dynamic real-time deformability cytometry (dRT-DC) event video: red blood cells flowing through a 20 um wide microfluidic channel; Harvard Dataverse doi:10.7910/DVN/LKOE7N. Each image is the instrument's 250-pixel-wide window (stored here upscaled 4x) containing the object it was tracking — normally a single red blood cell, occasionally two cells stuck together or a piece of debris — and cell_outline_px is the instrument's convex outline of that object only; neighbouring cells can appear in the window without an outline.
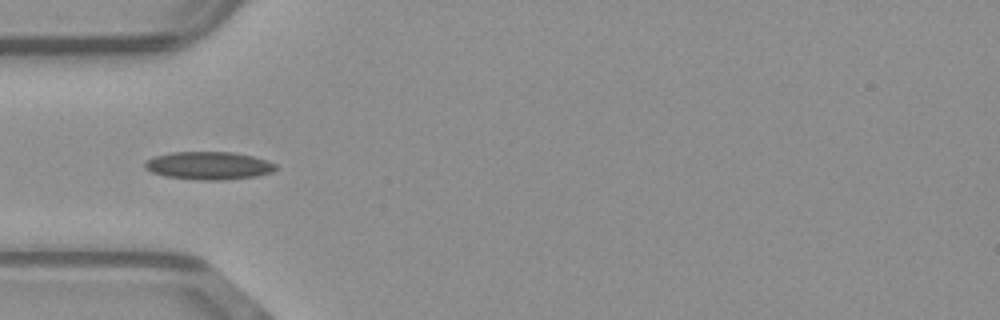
{"species": "common noctule bat (a hibernating species)", "species_latin": "Nyctalus noctula", "temperature_condition": "warm", "stored_images_in_passage": 3, "camera_frame_rate_fps": 3000, "um_per_image_px": 0.085, "animal": {"sex": "male", "body_mass_g": 23.1, "forearm_length_mm": 52.7}, "frame": {"image": 1, "passage_image": 1, "time_ms": 0.0, "image_size_px": [1000, 320], "cell_outline_px": [[280, 168], [272, 172], [256, 176], [220, 180], [200, 180], [164, 176], [152, 172], [144, 168], [144, 160], [156, 156], [172, 152], [232, 152], [252, 156], [268, 160], [276, 164]], "centroid_in_image_um": [17.75, 14.07], "position_along_channel_um": 67.2, "area_um2": 21.39}}